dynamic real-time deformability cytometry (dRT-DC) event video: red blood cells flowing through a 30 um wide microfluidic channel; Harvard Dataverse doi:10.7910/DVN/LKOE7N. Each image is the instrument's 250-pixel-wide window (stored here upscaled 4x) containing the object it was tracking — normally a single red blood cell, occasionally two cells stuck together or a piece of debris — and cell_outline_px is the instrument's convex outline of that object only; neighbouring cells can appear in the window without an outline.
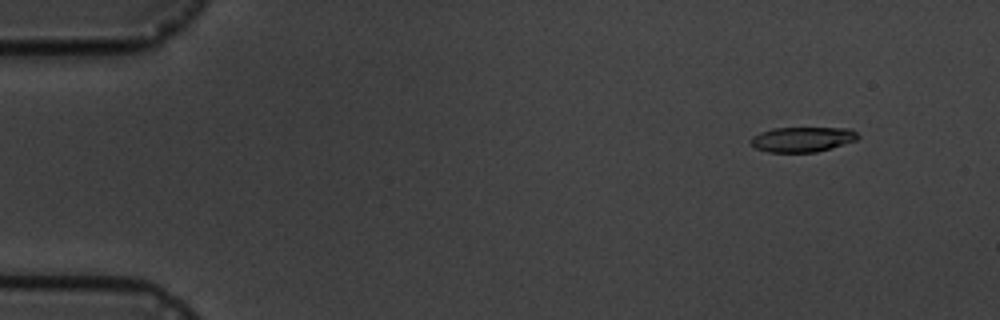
{"species": "common noctule bat (a hibernating species)", "species_latin": "Nyctalus noctula", "temperature_condition": "cold", "stored_images_in_passage": 6, "camera_frame_rate_fps": 3000, "um_per_image_px": 0.085, "animal": {"sex": "male", "body_mass_g": 19.5, "forearm_length_mm": 54.6}, "frame": {"image": 1, "passage_image": 2, "time_ms": 1.0, "image_size_px": [1000, 320], "cell_outline_px": [[860, 136], [856, 140], [832, 148], [816, 152], [768, 152], [756, 148], [748, 140], [752, 136], [760, 132], [772, 128], [852, 128]], "centroid_in_image_um": [68.2, 11.84], "position_along_channel_um": 16.8, "area_um2": 15.72}}
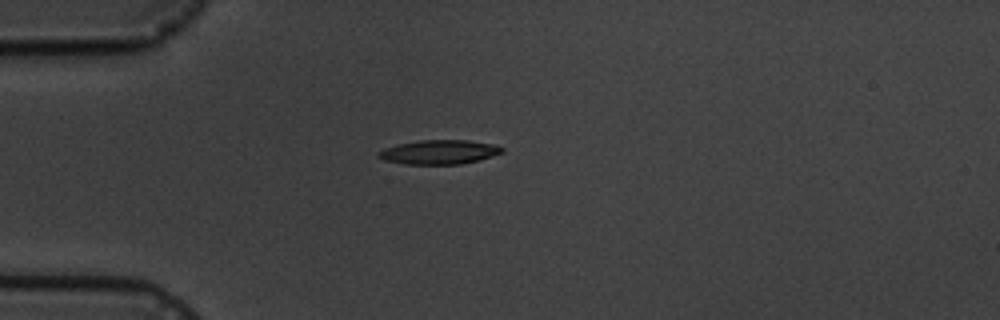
{"frame": {"image": 2, "passage_image": 5, "time_ms": 4.333, "image_size_px": [1000, 320], "cell_outline_px": [[504, 152], [480, 160], [460, 164], [404, 164], [384, 160], [376, 156], [376, 152], [384, 148], [396, 144], [420, 140], [468, 140], [496, 144], [504, 148]], "centroid_in_image_um": [37.33, 12.92], "position_along_channel_um": 47.7, "area_um2": 17.69}}
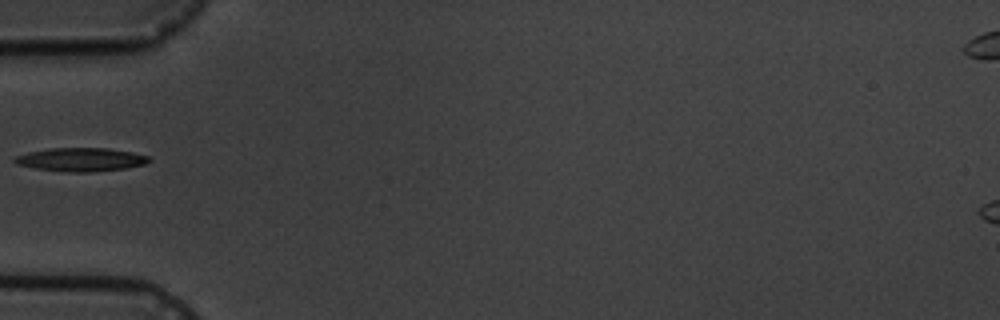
{"frame": {"image": 3, "passage_image": 6, "time_ms": 5.667, "image_size_px": [1000, 320], "cell_outline_px": [[152, 160], [144, 164], [124, 168], [92, 172], [68, 172], [36, 168], [16, 164], [12, 160], [16, 156], [28, 152], [48, 148], [108, 148], [132, 152], [148, 156]], "centroid_in_image_um": [6.86, 13.55], "position_along_channel_um": 78.1, "area_um2": 18.32}}